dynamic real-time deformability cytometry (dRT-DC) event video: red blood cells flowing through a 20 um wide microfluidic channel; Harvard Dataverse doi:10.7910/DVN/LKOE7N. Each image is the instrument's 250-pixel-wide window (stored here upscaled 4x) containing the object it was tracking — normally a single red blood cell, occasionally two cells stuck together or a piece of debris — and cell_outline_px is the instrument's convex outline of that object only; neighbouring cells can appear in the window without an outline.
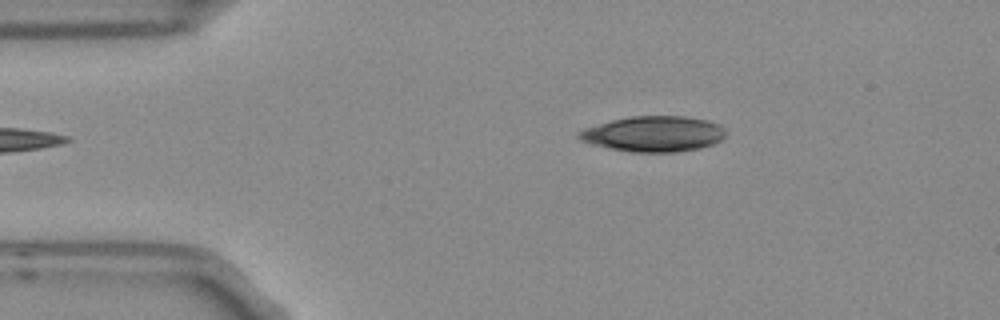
{"species": "Egyptian fruit bat (a non-hibernating species)", "species_latin": "Rousettus aegyptiacus", "temperature_condition": "room temperature", "stored_images_in_passage": 2, "camera_frame_rate_fps": 3000, "um_per_image_px": 0.085, "frame": {"image": 1, "passage_image": 2, "time_ms": 0.333, "image_size_px": [1000, 320], "cell_outline_px": [[724, 136], [720, 140], [712, 144], [700, 148], [676, 152], [632, 152], [608, 148], [592, 144], [580, 140], [576, 136], [576, 132], [584, 128], [612, 120], [632, 116], [684, 116], [708, 120], [720, 124], [724, 132]], "centroid_in_image_um": [55.52, 11.38], "position_along_channel_um": 29.5, "area_um2": 30.4}}